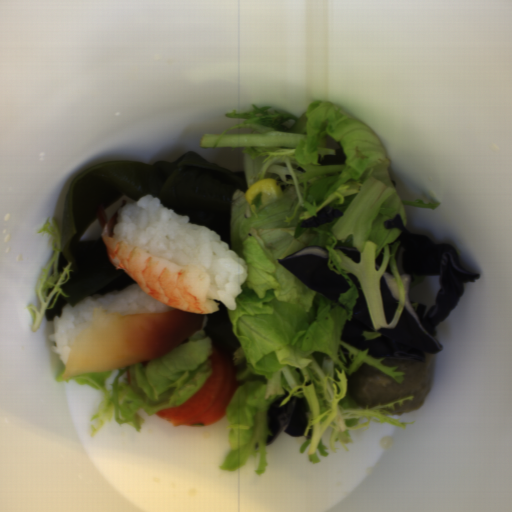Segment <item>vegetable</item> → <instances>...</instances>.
<instances>
[{
    "label": "vegetable",
    "instance_id": "vegetable-2",
    "mask_svg": "<svg viewBox=\"0 0 512 512\" xmlns=\"http://www.w3.org/2000/svg\"><path fill=\"white\" fill-rule=\"evenodd\" d=\"M201 329L166 355L100 373H83L63 379L66 367L55 377L59 382H76L102 393L93 414L90 437L109 422L132 425L138 432L146 415L178 407L202 389L210 375L214 343Z\"/></svg>",
    "mask_w": 512,
    "mask_h": 512
},
{
    "label": "vegetable",
    "instance_id": "vegetable-1",
    "mask_svg": "<svg viewBox=\"0 0 512 512\" xmlns=\"http://www.w3.org/2000/svg\"><path fill=\"white\" fill-rule=\"evenodd\" d=\"M251 111L225 113L227 119L244 120L221 134H204L201 149L241 148L248 189L273 178L282 190L279 198L251 210L246 192L235 191L231 199L230 251L246 260L247 278L228 310L232 331L240 347L233 351L239 387L222 417L228 422L229 452L220 470L234 471L251 457H258L256 475L268 465V412L284 394L281 405L292 397L306 401L308 419L299 448L309 462L327 456L323 435L331 428L329 446L348 452L349 434L371 422L406 428L387 410L414 396L373 408H360L348 397V378L368 364L398 384L404 371L385 366L386 358L368 355L341 341L345 321L352 317L358 292L348 277L357 279L373 332L365 340L379 337L381 329L393 328L403 312L405 291L395 255L400 229L384 228L387 219L401 216L407 228L404 206L435 209L440 203L401 200L392 181V161L381 139L362 121L332 105L315 100L300 116L272 106H250ZM344 150L345 165L321 166L319 160ZM342 211V216L314 229L299 228L322 207ZM328 251L327 265L351 287L330 301L310 289L283 266L282 259L308 246ZM355 247L361 261L354 264L336 248ZM384 249L377 272L374 259ZM390 262L398 282L399 308L387 324L380 299L379 278ZM280 405V406H281Z\"/></svg>",
    "mask_w": 512,
    "mask_h": 512
},
{
    "label": "vegetable",
    "instance_id": "vegetable-3",
    "mask_svg": "<svg viewBox=\"0 0 512 512\" xmlns=\"http://www.w3.org/2000/svg\"><path fill=\"white\" fill-rule=\"evenodd\" d=\"M61 232L62 227L56 221L55 217L48 218L39 230V233L48 234L53 255L45 264L39 279L37 296L40 302V309L38 310L34 304L29 305V309L34 315L31 325V331L33 333L38 330L45 316V310H51L54 307L59 295L69 297L61 288L69 281L71 273V261L62 271H59Z\"/></svg>",
    "mask_w": 512,
    "mask_h": 512
}]
</instances>
